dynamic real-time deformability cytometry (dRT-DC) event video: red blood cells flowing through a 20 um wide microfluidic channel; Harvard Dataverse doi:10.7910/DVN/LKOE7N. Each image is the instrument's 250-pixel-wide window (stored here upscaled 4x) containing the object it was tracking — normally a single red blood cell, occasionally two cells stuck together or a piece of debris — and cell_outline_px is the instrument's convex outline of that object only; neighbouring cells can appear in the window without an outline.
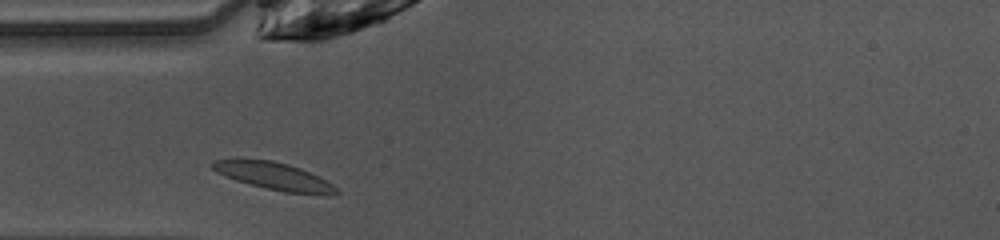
{"species": "common noctule bat (a hibernating species)", "species_latin": "Nyctalus noctula", "temperature_condition": "warm", "stored_images_in_passage": 26, "camera_frame_rate_fps": 3000, "um_per_image_px": 0.085, "animal": {"sex": "female", "body_mass_g": 10.0, "forearm_length_mm": 53.1}, "frame": {"image": 1, "passage_image": 1, "time_ms": 0.0, "image_size_px": [1000, 240], "cell_outline_px": [[340, 192], [328, 196], [324, 196], [284, 192], [264, 188], [236, 180], [216, 172], [212, 168], [212, 160], [240, 156], [272, 160], [288, 164], [300, 168], [332, 184]], "centroid_in_image_um": [23.22, 14.94], "position_along_channel_um": 61.8, "area_um2": 20.4}}
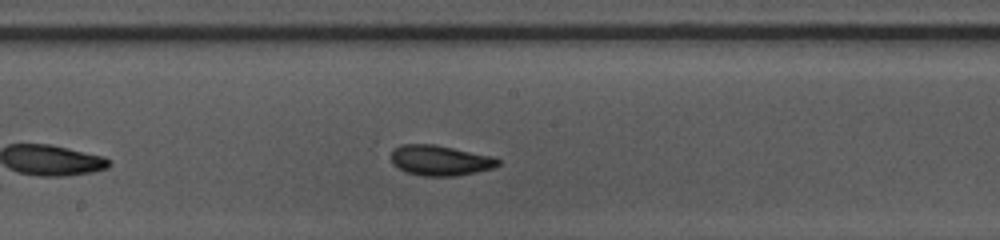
{"frame": {"image": 2, "passage_image": 12, "time_ms": 3.667, "image_size_px": [1000, 240], "cell_outline_px": [[500, 164], [492, 168], [476, 172], [456, 176], [424, 176], [404, 172], [396, 168], [392, 164], [392, 152], [400, 144], [432, 144], [496, 156], [500, 160]], "centroid_in_image_um": [37.42, 13.64], "position_along_channel_um": 210.8, "area_um2": 19.07}}
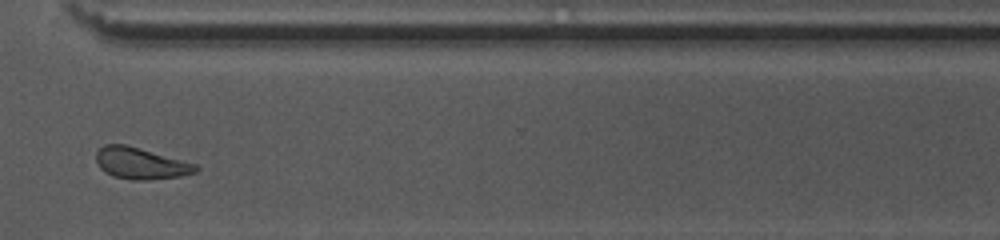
{"frame": {"image": 3, "passage_image": 23, "time_ms": 7.333, "image_size_px": [1000, 240], "cell_outline_px": [[200, 168], [196, 172], [180, 176], [148, 180], [132, 180], [112, 176], [104, 172], [96, 164], [96, 152], [104, 144], [124, 144], [196, 164]], "centroid_in_image_um": [11.92, 13.9], "position_along_channel_um": 358.7, "area_um2": 18.21}, "authors_computed_cell_mechanics": {"area_um2": 18.3804, "velocity_mm_per_s": 4.0397, "shape_relaxation_time_tau1_ms": 2.6524, "shape_relaxation_time_tau2_ms": 1.1662, "deformation_change_tau1": 0.1205, "deformation_change_tau2": 0.0765}}